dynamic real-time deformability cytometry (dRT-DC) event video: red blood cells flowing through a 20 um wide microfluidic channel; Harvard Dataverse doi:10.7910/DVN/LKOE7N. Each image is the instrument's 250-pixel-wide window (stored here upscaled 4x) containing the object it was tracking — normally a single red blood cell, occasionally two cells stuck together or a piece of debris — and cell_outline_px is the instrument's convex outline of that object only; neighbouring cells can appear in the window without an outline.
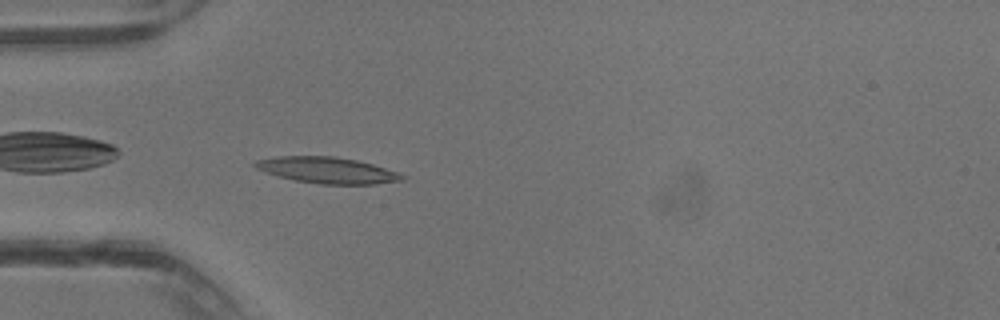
{"species": "common noctule bat (a hibernating species)", "species_latin": "Nyctalus noctula", "temperature_condition": "warm", "stored_images_in_passage": 37, "camera_frame_rate_fps": 3000, "um_per_image_px": 0.085, "animal": {"sex": "male", "body_mass_g": 13.3}, "frame": {"image": 1, "passage_image": 9, "time_ms": 2.667, "image_size_px": [1000, 320], "cell_outline_px": [[408, 176], [404, 180], [376, 184], [320, 184], [296, 180], [264, 172], [256, 168], [252, 164], [256, 160], [280, 156], [336, 156], [356, 160], [372, 164], [400, 172]], "centroid_in_image_um": [27.87, 14.47], "position_along_channel_um": 57.1, "area_um2": 22.48}}
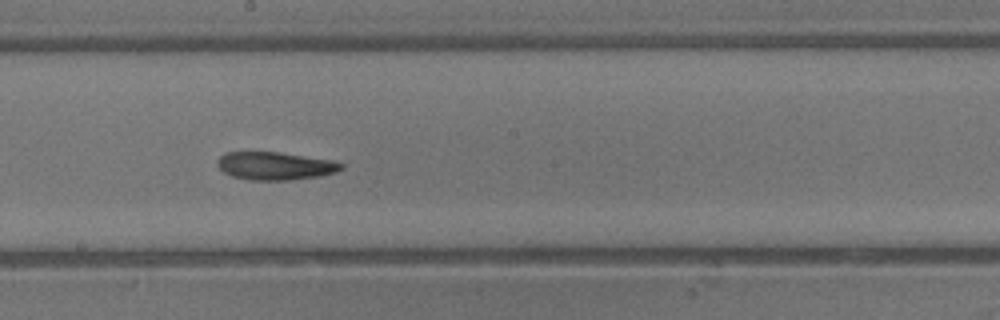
{"frame": {"image": 2, "passage_image": 19, "time_ms": 6.0, "image_size_px": [1000, 320], "cell_outline_px": [[344, 168], [336, 172], [320, 176], [288, 180], [252, 180], [232, 176], [224, 172], [216, 164], [216, 160], [224, 152], [280, 152], [332, 160], [344, 164]], "centroid_in_image_um": [23.38, 14.09], "position_along_channel_um": 224.8, "area_um2": 20.23}}
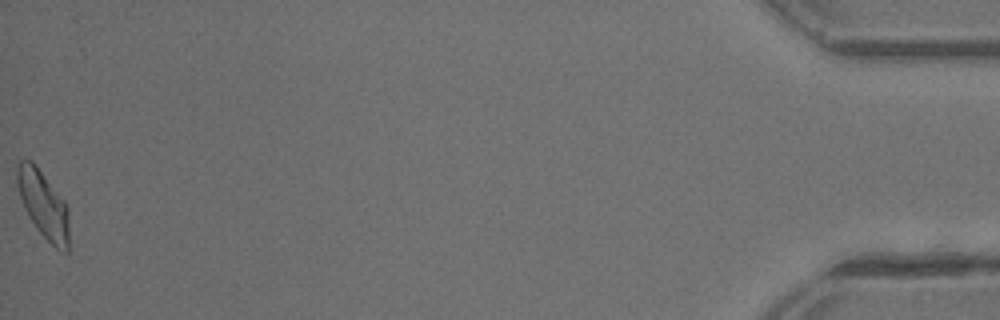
{"frame": {"image": 3, "passage_image": 37, "time_ms": 12.0, "image_size_px": [1000, 320], "cell_outline_px": [[68, 252], [60, 252], [36, 228], [28, 216], [24, 208], [16, 184], [16, 168], [20, 160], [32, 160], [36, 164], [68, 204]], "centroid_in_image_um": [3.68, 17.35], "position_along_channel_um": 431.5, "area_um2": 20.63}}